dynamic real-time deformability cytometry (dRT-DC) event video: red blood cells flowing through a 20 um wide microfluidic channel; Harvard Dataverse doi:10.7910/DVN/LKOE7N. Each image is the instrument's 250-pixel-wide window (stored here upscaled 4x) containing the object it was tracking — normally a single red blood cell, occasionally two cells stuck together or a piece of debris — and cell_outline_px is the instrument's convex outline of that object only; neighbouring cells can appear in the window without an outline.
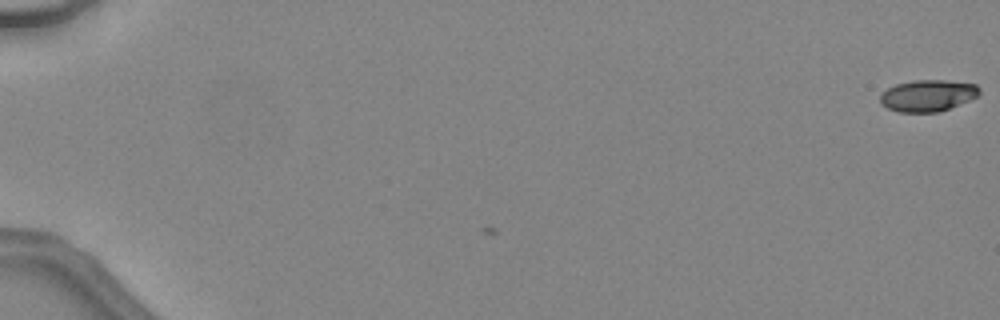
{"species": "common noctule bat (a hibernating species)", "species_latin": "Nyctalus noctula", "temperature_condition": "warm", "stored_images_in_passage": 5, "camera_frame_rate_fps": 3000, "um_per_image_px": 0.085, "animal": {"sex": "female", "body_mass_g": 24.6, "forearm_length_mm": 56.2}, "frame": {"image": 1, "passage_image": 5, "time_ms": 1.333, "image_size_px": [1000, 320], "cell_outline_px": [[980, 96], [940, 112], [900, 112], [888, 108], [880, 104], [880, 96], [888, 88], [896, 84], [912, 80], [944, 80], [976, 84], [980, 88]], "centroid_in_image_um": [78.89, 8.12], "position_along_channel_um": 6.1, "area_um2": 18.38}}